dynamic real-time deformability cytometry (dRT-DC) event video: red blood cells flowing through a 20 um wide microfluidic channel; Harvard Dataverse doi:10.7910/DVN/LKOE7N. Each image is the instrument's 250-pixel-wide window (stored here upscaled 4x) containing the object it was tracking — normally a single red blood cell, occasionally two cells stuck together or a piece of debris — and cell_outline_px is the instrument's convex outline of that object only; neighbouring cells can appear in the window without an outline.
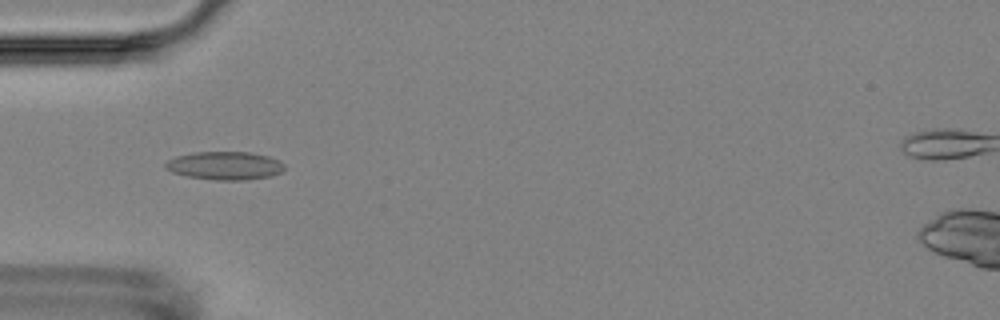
{"species": "Egyptian fruit bat (a non-hibernating species)", "species_latin": "Rousettus aegyptiacus", "temperature_condition": "room temperature", "stored_images_in_passage": 7, "camera_frame_rate_fps": 3000, "um_per_image_px": 0.085, "animal": {"sex": "female"}, "frame": {"image": 1, "passage_image": 5, "time_ms": 4.333, "image_size_px": [1000, 320], "cell_outline_px": [[284, 168], [280, 172], [272, 176], [244, 180], [216, 180], [188, 176], [172, 172], [164, 168], [164, 164], [168, 160], [176, 156], [196, 152], [248, 152], [268, 156], [280, 160], [284, 164]], "centroid_in_image_um": [19.11, 14.08], "position_along_channel_um": 65.9, "area_um2": 19.54}}
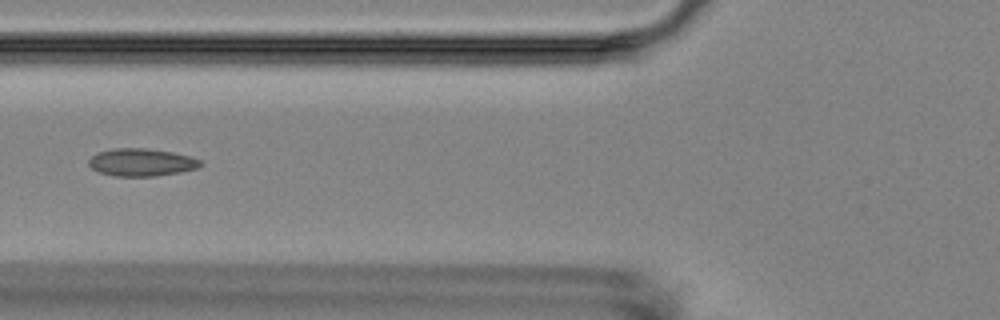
{"frame": {"image": 2, "passage_image": 6, "time_ms": 5.667, "image_size_px": [1000, 320], "cell_outline_px": [[204, 164], [196, 168], [180, 172], [156, 176], [116, 176], [100, 172], [92, 168], [88, 164], [88, 160], [92, 156], [100, 152], [116, 148], [144, 148], [172, 152], [188, 156], [200, 160]], "centroid_in_image_um": [12.03, 13.8], "position_along_channel_um": 113.8, "area_um2": 17.74}}